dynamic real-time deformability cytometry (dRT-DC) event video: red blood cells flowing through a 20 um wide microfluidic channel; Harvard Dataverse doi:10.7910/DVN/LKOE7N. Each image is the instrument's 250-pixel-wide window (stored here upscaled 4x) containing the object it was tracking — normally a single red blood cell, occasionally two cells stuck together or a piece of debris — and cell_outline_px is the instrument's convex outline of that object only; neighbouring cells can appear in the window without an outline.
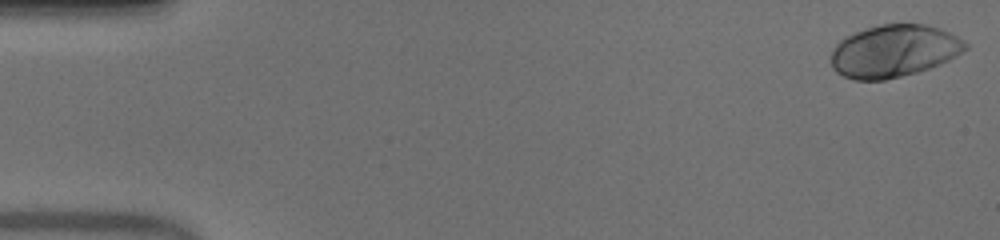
{"species": "human", "species_latin": "Homo sapiens", "temperature_condition": "warm", "stored_images_in_passage": 51, "camera_frame_rate_fps": 3000, "um_per_image_px": 0.085, "donor": {"sex": "male"}, "frame": {"image": 1, "passage_image": 1, "time_ms": 0.0, "image_size_px": [1000, 240], "cell_outline_px": [[968, 48], [948, 60], [928, 68], [916, 72], [884, 80], [856, 80], [844, 76], [836, 72], [832, 68], [832, 52], [836, 44], [844, 36], [880, 24], [924, 24], [940, 28], [956, 36], [968, 44]], "centroid_in_image_um": [75.96, 4.33], "position_along_channel_um": 9.0, "area_um2": 40.63}}
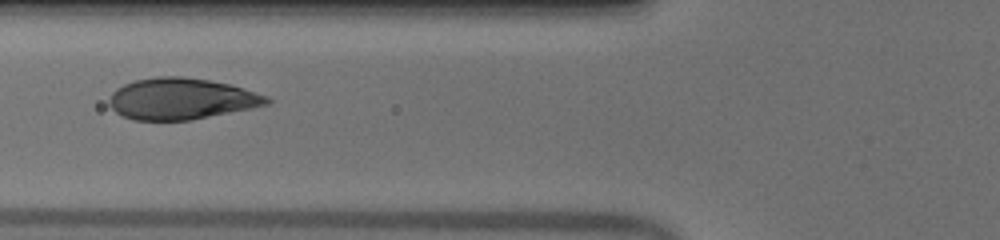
{"frame": {"image": 2, "passage_image": 20, "time_ms": 6.333, "image_size_px": [1000, 240], "cell_outline_px": [[272, 100], [268, 104], [252, 108], [192, 120], [136, 120], [124, 116], [116, 112], [108, 104], [108, 100], [112, 92], [116, 88], [124, 84], [136, 80], [156, 76], [180, 76], [208, 80], [228, 84], [244, 88], [268, 96]], "centroid_in_image_um": [15.41, 8.4], "position_along_channel_um": 110.4, "area_um2": 37.97}}
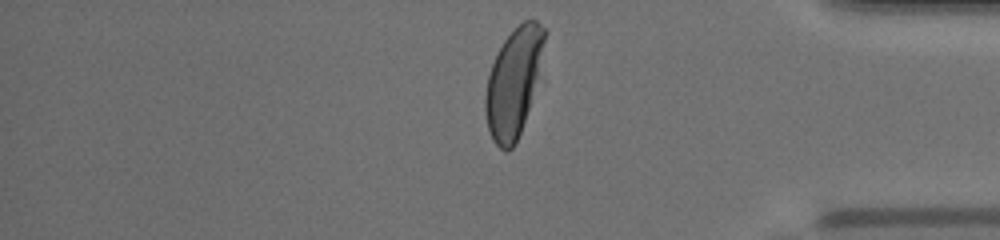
{"frame": {"image": 3, "passage_image": 43, "time_ms": 14.0, "image_size_px": [1000, 240], "cell_outline_px": [[544, 40], [536, 76], [528, 108], [516, 144], [508, 152], [500, 148], [492, 140], [488, 128], [484, 112], [484, 96], [488, 76], [496, 52], [504, 40], [524, 20], [536, 20], [544, 28]], "centroid_in_image_um": [43.58, 7.05], "position_along_channel_um": 391.6, "area_um2": 36.18}, "authors_computed_cell_mechanics": {"area_um2": 39.1306, "velocity_mm_per_s": 3.9457, "shape_relaxation_time_tau1_ms": 2.7928, "shape_relaxation_time_tau2_ms": null, "deformation_change_tau1": 0.1893, "deformation_change_tau2": null}}